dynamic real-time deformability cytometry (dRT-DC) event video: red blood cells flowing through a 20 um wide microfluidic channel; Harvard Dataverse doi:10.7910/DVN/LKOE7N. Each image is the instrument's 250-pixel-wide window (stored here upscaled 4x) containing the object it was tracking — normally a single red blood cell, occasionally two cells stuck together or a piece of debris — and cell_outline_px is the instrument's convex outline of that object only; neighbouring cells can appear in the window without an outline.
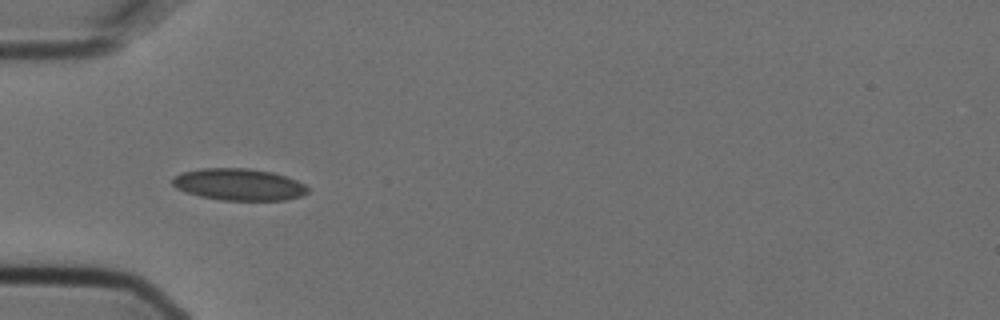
{"species": "Egyptian fruit bat (a non-hibernating species)", "species_latin": "Rousettus aegyptiacus", "temperature_condition": "cold", "stored_images_in_passage": 10, "camera_frame_rate_fps": 3000, "um_per_image_px": 0.085, "animal": {"sex": "female"}, "frame": {"image": 1, "passage_image": 1, "time_ms": 0.0, "image_size_px": [1000, 320], "cell_outline_px": [[308, 192], [300, 196], [284, 200], [220, 200], [200, 196], [176, 188], [172, 184], [172, 176], [184, 172], [200, 168], [248, 168], [272, 172], [288, 176], [304, 184], [308, 188]], "centroid_in_image_um": [20.3, 15.67], "position_along_channel_um": 64.7, "area_um2": 25.09}}
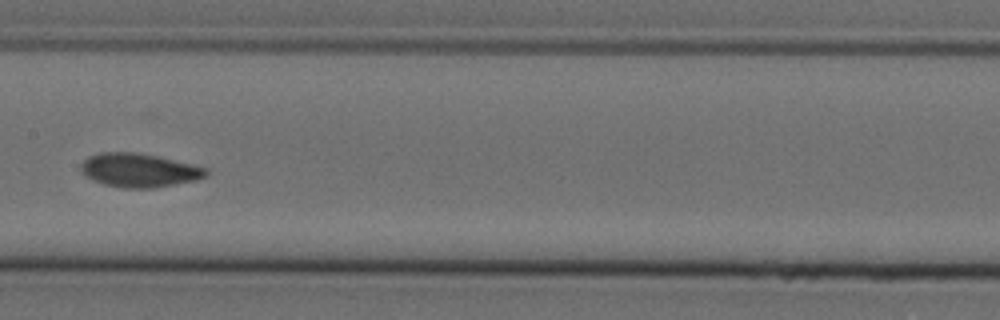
{"frame": {"image": 2, "passage_image": 4, "time_ms": 1.0, "image_size_px": [1000, 320], "cell_outline_px": [[208, 172], [204, 176], [196, 180], [156, 188], [124, 188], [104, 184], [92, 180], [80, 172], [80, 164], [88, 156], [100, 152], [136, 152], [160, 156], [208, 168]], "centroid_in_image_um": [11.8, 14.46], "position_along_channel_um": 195.6, "area_um2": 24.85}}
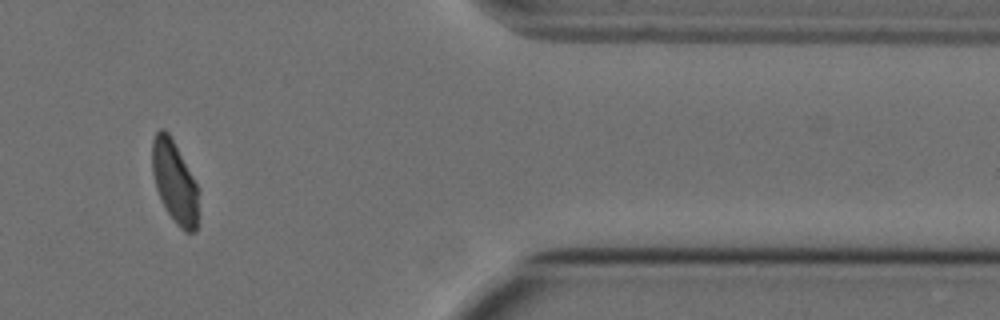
{"frame": {"image": 3, "passage_image": 9, "time_ms": 2.667, "image_size_px": [1000, 320], "cell_outline_px": [[196, 232], [184, 232], [176, 224], [164, 208], [160, 200], [156, 188], [152, 172], [152, 140], [156, 132], [160, 128], [164, 128], [168, 132], [192, 176], [196, 184]], "centroid_in_image_um": [14.78, 15.46], "position_along_channel_um": 396.6, "area_um2": 21.68}}